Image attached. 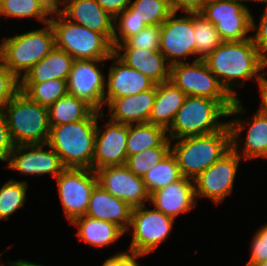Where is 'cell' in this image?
<instances>
[{
    "mask_svg": "<svg viewBox=\"0 0 267 266\" xmlns=\"http://www.w3.org/2000/svg\"><path fill=\"white\" fill-rule=\"evenodd\" d=\"M203 60L234 99L238 98L235 89L241 87L244 81L255 80L254 77L259 81L264 74L267 75L264 72L267 58L257 49L251 38L223 41Z\"/></svg>",
    "mask_w": 267,
    "mask_h": 266,
    "instance_id": "cell-1",
    "label": "cell"
},
{
    "mask_svg": "<svg viewBox=\"0 0 267 266\" xmlns=\"http://www.w3.org/2000/svg\"><path fill=\"white\" fill-rule=\"evenodd\" d=\"M104 112L95 110L87 119L50 126L48 144L59 155L65 168L92 169L97 118Z\"/></svg>",
    "mask_w": 267,
    "mask_h": 266,
    "instance_id": "cell-2",
    "label": "cell"
},
{
    "mask_svg": "<svg viewBox=\"0 0 267 266\" xmlns=\"http://www.w3.org/2000/svg\"><path fill=\"white\" fill-rule=\"evenodd\" d=\"M230 149L231 132L228 124L211 134L171 140V152L177 159L181 175L191 179H195Z\"/></svg>",
    "mask_w": 267,
    "mask_h": 266,
    "instance_id": "cell-3",
    "label": "cell"
},
{
    "mask_svg": "<svg viewBox=\"0 0 267 266\" xmlns=\"http://www.w3.org/2000/svg\"><path fill=\"white\" fill-rule=\"evenodd\" d=\"M56 47L52 25L4 38L0 61L19 79Z\"/></svg>",
    "mask_w": 267,
    "mask_h": 266,
    "instance_id": "cell-4",
    "label": "cell"
},
{
    "mask_svg": "<svg viewBox=\"0 0 267 266\" xmlns=\"http://www.w3.org/2000/svg\"><path fill=\"white\" fill-rule=\"evenodd\" d=\"M3 110L14 146L48 142L51 127L47 107L19 91Z\"/></svg>",
    "mask_w": 267,
    "mask_h": 266,
    "instance_id": "cell-5",
    "label": "cell"
},
{
    "mask_svg": "<svg viewBox=\"0 0 267 266\" xmlns=\"http://www.w3.org/2000/svg\"><path fill=\"white\" fill-rule=\"evenodd\" d=\"M222 117H229V111L218 100L186 96L167 130L168 138L175 140L220 131L228 124L218 120Z\"/></svg>",
    "mask_w": 267,
    "mask_h": 266,
    "instance_id": "cell-6",
    "label": "cell"
},
{
    "mask_svg": "<svg viewBox=\"0 0 267 266\" xmlns=\"http://www.w3.org/2000/svg\"><path fill=\"white\" fill-rule=\"evenodd\" d=\"M170 81L187 96L207 97L218 100L230 116L244 114L245 109L240 99H234L220 84L217 77L209 70L204 60L181 62L171 65Z\"/></svg>",
    "mask_w": 267,
    "mask_h": 266,
    "instance_id": "cell-7",
    "label": "cell"
},
{
    "mask_svg": "<svg viewBox=\"0 0 267 266\" xmlns=\"http://www.w3.org/2000/svg\"><path fill=\"white\" fill-rule=\"evenodd\" d=\"M50 17L56 48L66 51L75 60L108 59L114 54L112 43L103 34L71 22L57 7Z\"/></svg>",
    "mask_w": 267,
    "mask_h": 266,
    "instance_id": "cell-8",
    "label": "cell"
},
{
    "mask_svg": "<svg viewBox=\"0 0 267 266\" xmlns=\"http://www.w3.org/2000/svg\"><path fill=\"white\" fill-rule=\"evenodd\" d=\"M140 206L132 209L128 230L132 229L129 251L138 253L155 252L156 248L169 237L174 218L156 209Z\"/></svg>",
    "mask_w": 267,
    "mask_h": 266,
    "instance_id": "cell-9",
    "label": "cell"
},
{
    "mask_svg": "<svg viewBox=\"0 0 267 266\" xmlns=\"http://www.w3.org/2000/svg\"><path fill=\"white\" fill-rule=\"evenodd\" d=\"M247 0H218L203 6L202 14L213 23L223 41H241L251 38L250 9Z\"/></svg>",
    "mask_w": 267,
    "mask_h": 266,
    "instance_id": "cell-10",
    "label": "cell"
},
{
    "mask_svg": "<svg viewBox=\"0 0 267 266\" xmlns=\"http://www.w3.org/2000/svg\"><path fill=\"white\" fill-rule=\"evenodd\" d=\"M60 202L64 215L71 223L86 214L91 193L98 184L92 169L65 168L56 177Z\"/></svg>",
    "mask_w": 267,
    "mask_h": 266,
    "instance_id": "cell-11",
    "label": "cell"
},
{
    "mask_svg": "<svg viewBox=\"0 0 267 266\" xmlns=\"http://www.w3.org/2000/svg\"><path fill=\"white\" fill-rule=\"evenodd\" d=\"M241 157L232 148L194 180L195 197H207L216 205L233 191Z\"/></svg>",
    "mask_w": 267,
    "mask_h": 266,
    "instance_id": "cell-12",
    "label": "cell"
},
{
    "mask_svg": "<svg viewBox=\"0 0 267 266\" xmlns=\"http://www.w3.org/2000/svg\"><path fill=\"white\" fill-rule=\"evenodd\" d=\"M105 60L108 59L74 60L66 80L69 94L86 101L100 112H103L105 104L106 78L99 65L105 66Z\"/></svg>",
    "mask_w": 267,
    "mask_h": 266,
    "instance_id": "cell-13",
    "label": "cell"
},
{
    "mask_svg": "<svg viewBox=\"0 0 267 266\" xmlns=\"http://www.w3.org/2000/svg\"><path fill=\"white\" fill-rule=\"evenodd\" d=\"M177 14L173 12L161 25L159 50L170 65L185 62L187 57L196 55L194 13H186L180 18Z\"/></svg>",
    "mask_w": 267,
    "mask_h": 266,
    "instance_id": "cell-14",
    "label": "cell"
},
{
    "mask_svg": "<svg viewBox=\"0 0 267 266\" xmlns=\"http://www.w3.org/2000/svg\"><path fill=\"white\" fill-rule=\"evenodd\" d=\"M98 184L111 195L125 201L131 208L149 202L144 181L124 165L107 166L95 171Z\"/></svg>",
    "mask_w": 267,
    "mask_h": 266,
    "instance_id": "cell-15",
    "label": "cell"
},
{
    "mask_svg": "<svg viewBox=\"0 0 267 266\" xmlns=\"http://www.w3.org/2000/svg\"><path fill=\"white\" fill-rule=\"evenodd\" d=\"M45 146L50 150H43ZM7 162V168L26 175L52 174L56 178L65 169L59 155L48 143L16 145Z\"/></svg>",
    "mask_w": 267,
    "mask_h": 266,
    "instance_id": "cell-16",
    "label": "cell"
},
{
    "mask_svg": "<svg viewBox=\"0 0 267 266\" xmlns=\"http://www.w3.org/2000/svg\"><path fill=\"white\" fill-rule=\"evenodd\" d=\"M105 129H97L92 159V170L96 171L107 166L124 165L127 160L128 125L108 119Z\"/></svg>",
    "mask_w": 267,
    "mask_h": 266,
    "instance_id": "cell-17",
    "label": "cell"
},
{
    "mask_svg": "<svg viewBox=\"0 0 267 266\" xmlns=\"http://www.w3.org/2000/svg\"><path fill=\"white\" fill-rule=\"evenodd\" d=\"M251 121L246 123V121L241 120L240 117L234 118L233 120H228V126L231 132V148L237 152V154L246 160L257 159V158H267V116L256 111ZM246 124V125H245ZM247 129L246 139L243 143L242 154L239 153V142L242 141L240 137L244 129Z\"/></svg>",
    "mask_w": 267,
    "mask_h": 266,
    "instance_id": "cell-18",
    "label": "cell"
},
{
    "mask_svg": "<svg viewBox=\"0 0 267 266\" xmlns=\"http://www.w3.org/2000/svg\"><path fill=\"white\" fill-rule=\"evenodd\" d=\"M56 7L71 22L103 34L112 43L114 17L96 0H60Z\"/></svg>",
    "mask_w": 267,
    "mask_h": 266,
    "instance_id": "cell-19",
    "label": "cell"
},
{
    "mask_svg": "<svg viewBox=\"0 0 267 266\" xmlns=\"http://www.w3.org/2000/svg\"><path fill=\"white\" fill-rule=\"evenodd\" d=\"M108 60H114L106 78L105 105L112 98L136 95L152 88L155 83L139 70L128 67L115 54Z\"/></svg>",
    "mask_w": 267,
    "mask_h": 266,
    "instance_id": "cell-20",
    "label": "cell"
},
{
    "mask_svg": "<svg viewBox=\"0 0 267 266\" xmlns=\"http://www.w3.org/2000/svg\"><path fill=\"white\" fill-rule=\"evenodd\" d=\"M149 201L154 209L176 219L178 215L190 212L197 205L194 180L182 176L176 182L151 193Z\"/></svg>",
    "mask_w": 267,
    "mask_h": 266,
    "instance_id": "cell-21",
    "label": "cell"
},
{
    "mask_svg": "<svg viewBox=\"0 0 267 266\" xmlns=\"http://www.w3.org/2000/svg\"><path fill=\"white\" fill-rule=\"evenodd\" d=\"M156 84L141 93L120 98H112L108 104L110 120L123 124L148 123L154 105Z\"/></svg>",
    "mask_w": 267,
    "mask_h": 266,
    "instance_id": "cell-22",
    "label": "cell"
},
{
    "mask_svg": "<svg viewBox=\"0 0 267 266\" xmlns=\"http://www.w3.org/2000/svg\"><path fill=\"white\" fill-rule=\"evenodd\" d=\"M114 54L128 67L139 70L155 84L170 80L171 65L160 50L115 48Z\"/></svg>",
    "mask_w": 267,
    "mask_h": 266,
    "instance_id": "cell-23",
    "label": "cell"
},
{
    "mask_svg": "<svg viewBox=\"0 0 267 266\" xmlns=\"http://www.w3.org/2000/svg\"><path fill=\"white\" fill-rule=\"evenodd\" d=\"M132 209L125 201L111 195L97 184L91 193L85 215L112 222L126 232L130 224Z\"/></svg>",
    "mask_w": 267,
    "mask_h": 266,
    "instance_id": "cell-24",
    "label": "cell"
},
{
    "mask_svg": "<svg viewBox=\"0 0 267 266\" xmlns=\"http://www.w3.org/2000/svg\"><path fill=\"white\" fill-rule=\"evenodd\" d=\"M186 96L170 80L156 84V96L148 123L168 130L174 121L177 111L182 107Z\"/></svg>",
    "mask_w": 267,
    "mask_h": 266,
    "instance_id": "cell-25",
    "label": "cell"
},
{
    "mask_svg": "<svg viewBox=\"0 0 267 266\" xmlns=\"http://www.w3.org/2000/svg\"><path fill=\"white\" fill-rule=\"evenodd\" d=\"M70 224L77 227L76 235L80 240L99 248L116 243L125 234L116 224L87 215L75 218Z\"/></svg>",
    "mask_w": 267,
    "mask_h": 266,
    "instance_id": "cell-26",
    "label": "cell"
},
{
    "mask_svg": "<svg viewBox=\"0 0 267 266\" xmlns=\"http://www.w3.org/2000/svg\"><path fill=\"white\" fill-rule=\"evenodd\" d=\"M74 60L66 51L55 47L27 71L20 79V82H43L48 79L67 80Z\"/></svg>",
    "mask_w": 267,
    "mask_h": 266,
    "instance_id": "cell-27",
    "label": "cell"
},
{
    "mask_svg": "<svg viewBox=\"0 0 267 266\" xmlns=\"http://www.w3.org/2000/svg\"><path fill=\"white\" fill-rule=\"evenodd\" d=\"M152 147H171L166 129L150 123L128 125L127 157Z\"/></svg>",
    "mask_w": 267,
    "mask_h": 266,
    "instance_id": "cell-28",
    "label": "cell"
},
{
    "mask_svg": "<svg viewBox=\"0 0 267 266\" xmlns=\"http://www.w3.org/2000/svg\"><path fill=\"white\" fill-rule=\"evenodd\" d=\"M94 111L86 101L67 93L48 107L49 124L56 126L81 121Z\"/></svg>",
    "mask_w": 267,
    "mask_h": 266,
    "instance_id": "cell-29",
    "label": "cell"
},
{
    "mask_svg": "<svg viewBox=\"0 0 267 266\" xmlns=\"http://www.w3.org/2000/svg\"><path fill=\"white\" fill-rule=\"evenodd\" d=\"M53 9L47 0H0V15L6 19L33 17L45 25L49 23Z\"/></svg>",
    "mask_w": 267,
    "mask_h": 266,
    "instance_id": "cell-30",
    "label": "cell"
},
{
    "mask_svg": "<svg viewBox=\"0 0 267 266\" xmlns=\"http://www.w3.org/2000/svg\"><path fill=\"white\" fill-rule=\"evenodd\" d=\"M20 91L25 93L32 101L48 108L68 93L67 81L48 79L43 82H20Z\"/></svg>",
    "mask_w": 267,
    "mask_h": 266,
    "instance_id": "cell-31",
    "label": "cell"
},
{
    "mask_svg": "<svg viewBox=\"0 0 267 266\" xmlns=\"http://www.w3.org/2000/svg\"><path fill=\"white\" fill-rule=\"evenodd\" d=\"M182 177L178 162L170 151L160 163H157L144 176L143 181L149 194L169 184L176 182Z\"/></svg>",
    "mask_w": 267,
    "mask_h": 266,
    "instance_id": "cell-32",
    "label": "cell"
},
{
    "mask_svg": "<svg viewBox=\"0 0 267 266\" xmlns=\"http://www.w3.org/2000/svg\"><path fill=\"white\" fill-rule=\"evenodd\" d=\"M194 38L197 56L193 61L205 59L223 42L215 25L200 13H194Z\"/></svg>",
    "mask_w": 267,
    "mask_h": 266,
    "instance_id": "cell-33",
    "label": "cell"
},
{
    "mask_svg": "<svg viewBox=\"0 0 267 266\" xmlns=\"http://www.w3.org/2000/svg\"><path fill=\"white\" fill-rule=\"evenodd\" d=\"M128 8L146 26H161L173 13L168 0H132Z\"/></svg>",
    "mask_w": 267,
    "mask_h": 266,
    "instance_id": "cell-34",
    "label": "cell"
},
{
    "mask_svg": "<svg viewBox=\"0 0 267 266\" xmlns=\"http://www.w3.org/2000/svg\"><path fill=\"white\" fill-rule=\"evenodd\" d=\"M28 183L10 179L0 188V220H7L24 206Z\"/></svg>",
    "mask_w": 267,
    "mask_h": 266,
    "instance_id": "cell-35",
    "label": "cell"
},
{
    "mask_svg": "<svg viewBox=\"0 0 267 266\" xmlns=\"http://www.w3.org/2000/svg\"><path fill=\"white\" fill-rule=\"evenodd\" d=\"M171 151V147H152L128 156L125 165L138 177L143 176Z\"/></svg>",
    "mask_w": 267,
    "mask_h": 266,
    "instance_id": "cell-36",
    "label": "cell"
},
{
    "mask_svg": "<svg viewBox=\"0 0 267 266\" xmlns=\"http://www.w3.org/2000/svg\"><path fill=\"white\" fill-rule=\"evenodd\" d=\"M144 27H146L145 23L140 21L135 16V13L127 7L114 18L113 48L115 49L119 44L140 32Z\"/></svg>",
    "mask_w": 267,
    "mask_h": 266,
    "instance_id": "cell-37",
    "label": "cell"
},
{
    "mask_svg": "<svg viewBox=\"0 0 267 266\" xmlns=\"http://www.w3.org/2000/svg\"><path fill=\"white\" fill-rule=\"evenodd\" d=\"M161 38V26H146L137 34L126 39L116 48H140L159 50Z\"/></svg>",
    "mask_w": 267,
    "mask_h": 266,
    "instance_id": "cell-38",
    "label": "cell"
},
{
    "mask_svg": "<svg viewBox=\"0 0 267 266\" xmlns=\"http://www.w3.org/2000/svg\"><path fill=\"white\" fill-rule=\"evenodd\" d=\"M20 91V79L0 61V109Z\"/></svg>",
    "mask_w": 267,
    "mask_h": 266,
    "instance_id": "cell-39",
    "label": "cell"
},
{
    "mask_svg": "<svg viewBox=\"0 0 267 266\" xmlns=\"http://www.w3.org/2000/svg\"><path fill=\"white\" fill-rule=\"evenodd\" d=\"M259 24L256 25L254 16L251 17V30L255 31L254 35H250L257 49L267 58V4L260 16Z\"/></svg>",
    "mask_w": 267,
    "mask_h": 266,
    "instance_id": "cell-40",
    "label": "cell"
},
{
    "mask_svg": "<svg viewBox=\"0 0 267 266\" xmlns=\"http://www.w3.org/2000/svg\"><path fill=\"white\" fill-rule=\"evenodd\" d=\"M13 147L4 110L0 109V161H7Z\"/></svg>",
    "mask_w": 267,
    "mask_h": 266,
    "instance_id": "cell-41",
    "label": "cell"
},
{
    "mask_svg": "<svg viewBox=\"0 0 267 266\" xmlns=\"http://www.w3.org/2000/svg\"><path fill=\"white\" fill-rule=\"evenodd\" d=\"M250 250L251 255L245 266H252L267 261V244L256 232L253 240H251Z\"/></svg>",
    "mask_w": 267,
    "mask_h": 266,
    "instance_id": "cell-42",
    "label": "cell"
},
{
    "mask_svg": "<svg viewBox=\"0 0 267 266\" xmlns=\"http://www.w3.org/2000/svg\"><path fill=\"white\" fill-rule=\"evenodd\" d=\"M172 12L200 13L203 9V0H168Z\"/></svg>",
    "mask_w": 267,
    "mask_h": 266,
    "instance_id": "cell-43",
    "label": "cell"
},
{
    "mask_svg": "<svg viewBox=\"0 0 267 266\" xmlns=\"http://www.w3.org/2000/svg\"><path fill=\"white\" fill-rule=\"evenodd\" d=\"M97 3L114 18L123 12L132 0H96Z\"/></svg>",
    "mask_w": 267,
    "mask_h": 266,
    "instance_id": "cell-44",
    "label": "cell"
},
{
    "mask_svg": "<svg viewBox=\"0 0 267 266\" xmlns=\"http://www.w3.org/2000/svg\"><path fill=\"white\" fill-rule=\"evenodd\" d=\"M147 255L145 253L138 252H119V266H140L138 262V258Z\"/></svg>",
    "mask_w": 267,
    "mask_h": 266,
    "instance_id": "cell-45",
    "label": "cell"
},
{
    "mask_svg": "<svg viewBox=\"0 0 267 266\" xmlns=\"http://www.w3.org/2000/svg\"><path fill=\"white\" fill-rule=\"evenodd\" d=\"M258 85L261 94V103L257 111L267 116V78L264 76L258 81Z\"/></svg>",
    "mask_w": 267,
    "mask_h": 266,
    "instance_id": "cell-46",
    "label": "cell"
},
{
    "mask_svg": "<svg viewBox=\"0 0 267 266\" xmlns=\"http://www.w3.org/2000/svg\"><path fill=\"white\" fill-rule=\"evenodd\" d=\"M7 264H9V266H45V265H40V264H35V263H32L30 261H26V260H22V259H19L17 261H7Z\"/></svg>",
    "mask_w": 267,
    "mask_h": 266,
    "instance_id": "cell-47",
    "label": "cell"
},
{
    "mask_svg": "<svg viewBox=\"0 0 267 266\" xmlns=\"http://www.w3.org/2000/svg\"><path fill=\"white\" fill-rule=\"evenodd\" d=\"M101 266H119V252L107 258Z\"/></svg>",
    "mask_w": 267,
    "mask_h": 266,
    "instance_id": "cell-48",
    "label": "cell"
},
{
    "mask_svg": "<svg viewBox=\"0 0 267 266\" xmlns=\"http://www.w3.org/2000/svg\"><path fill=\"white\" fill-rule=\"evenodd\" d=\"M264 242L267 244V224L263 225L259 230L256 232Z\"/></svg>",
    "mask_w": 267,
    "mask_h": 266,
    "instance_id": "cell-49",
    "label": "cell"
},
{
    "mask_svg": "<svg viewBox=\"0 0 267 266\" xmlns=\"http://www.w3.org/2000/svg\"><path fill=\"white\" fill-rule=\"evenodd\" d=\"M252 266H267V261L261 262V263H258V264H254Z\"/></svg>",
    "mask_w": 267,
    "mask_h": 266,
    "instance_id": "cell-50",
    "label": "cell"
},
{
    "mask_svg": "<svg viewBox=\"0 0 267 266\" xmlns=\"http://www.w3.org/2000/svg\"><path fill=\"white\" fill-rule=\"evenodd\" d=\"M215 1H218V0H203V3L204 5H206L208 3L215 2Z\"/></svg>",
    "mask_w": 267,
    "mask_h": 266,
    "instance_id": "cell-51",
    "label": "cell"
},
{
    "mask_svg": "<svg viewBox=\"0 0 267 266\" xmlns=\"http://www.w3.org/2000/svg\"><path fill=\"white\" fill-rule=\"evenodd\" d=\"M55 8V0H47Z\"/></svg>",
    "mask_w": 267,
    "mask_h": 266,
    "instance_id": "cell-52",
    "label": "cell"
},
{
    "mask_svg": "<svg viewBox=\"0 0 267 266\" xmlns=\"http://www.w3.org/2000/svg\"><path fill=\"white\" fill-rule=\"evenodd\" d=\"M247 1H249V2H253L254 1V2H261L262 3V2H265L266 0H247Z\"/></svg>",
    "mask_w": 267,
    "mask_h": 266,
    "instance_id": "cell-53",
    "label": "cell"
},
{
    "mask_svg": "<svg viewBox=\"0 0 267 266\" xmlns=\"http://www.w3.org/2000/svg\"><path fill=\"white\" fill-rule=\"evenodd\" d=\"M3 253H4V252H1V253H0V262H1V255H2ZM0 266H5V264H2V263H1Z\"/></svg>",
    "mask_w": 267,
    "mask_h": 266,
    "instance_id": "cell-54",
    "label": "cell"
},
{
    "mask_svg": "<svg viewBox=\"0 0 267 266\" xmlns=\"http://www.w3.org/2000/svg\"><path fill=\"white\" fill-rule=\"evenodd\" d=\"M60 0H55V7L57 6V3L59 2Z\"/></svg>",
    "mask_w": 267,
    "mask_h": 266,
    "instance_id": "cell-55",
    "label": "cell"
}]
</instances>
